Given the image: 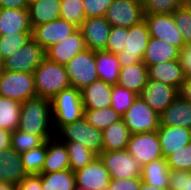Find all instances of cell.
Returning <instances> with one entry per match:
<instances>
[{"label": "cell", "instance_id": "cell-1", "mask_svg": "<svg viewBox=\"0 0 191 190\" xmlns=\"http://www.w3.org/2000/svg\"><path fill=\"white\" fill-rule=\"evenodd\" d=\"M19 130L44 136L47 140L55 136L52 120L51 100L34 97L21 105Z\"/></svg>", "mask_w": 191, "mask_h": 190}, {"label": "cell", "instance_id": "cell-2", "mask_svg": "<svg viewBox=\"0 0 191 190\" xmlns=\"http://www.w3.org/2000/svg\"><path fill=\"white\" fill-rule=\"evenodd\" d=\"M38 97L51 100L57 93L71 87L65 65L49 60L47 57L33 73Z\"/></svg>", "mask_w": 191, "mask_h": 190}, {"label": "cell", "instance_id": "cell-3", "mask_svg": "<svg viewBox=\"0 0 191 190\" xmlns=\"http://www.w3.org/2000/svg\"><path fill=\"white\" fill-rule=\"evenodd\" d=\"M52 120L55 133L67 124L84 116L81 90L69 87L51 99Z\"/></svg>", "mask_w": 191, "mask_h": 190}, {"label": "cell", "instance_id": "cell-4", "mask_svg": "<svg viewBox=\"0 0 191 190\" xmlns=\"http://www.w3.org/2000/svg\"><path fill=\"white\" fill-rule=\"evenodd\" d=\"M55 136L60 141L77 142L94 152L97 156L103 152V132L90 125L84 117L62 126Z\"/></svg>", "mask_w": 191, "mask_h": 190}, {"label": "cell", "instance_id": "cell-5", "mask_svg": "<svg viewBox=\"0 0 191 190\" xmlns=\"http://www.w3.org/2000/svg\"><path fill=\"white\" fill-rule=\"evenodd\" d=\"M0 96L21 103L37 96L33 73L3 70L0 77Z\"/></svg>", "mask_w": 191, "mask_h": 190}, {"label": "cell", "instance_id": "cell-6", "mask_svg": "<svg viewBox=\"0 0 191 190\" xmlns=\"http://www.w3.org/2000/svg\"><path fill=\"white\" fill-rule=\"evenodd\" d=\"M121 117L130 134L157 131L160 126L159 114L140 95Z\"/></svg>", "mask_w": 191, "mask_h": 190}, {"label": "cell", "instance_id": "cell-7", "mask_svg": "<svg viewBox=\"0 0 191 190\" xmlns=\"http://www.w3.org/2000/svg\"><path fill=\"white\" fill-rule=\"evenodd\" d=\"M149 39L150 34L145 19L130 28H126L125 48L116 54L121 67L142 61Z\"/></svg>", "mask_w": 191, "mask_h": 190}, {"label": "cell", "instance_id": "cell-8", "mask_svg": "<svg viewBox=\"0 0 191 190\" xmlns=\"http://www.w3.org/2000/svg\"><path fill=\"white\" fill-rule=\"evenodd\" d=\"M45 57V50L32 38L2 61V69L6 71L34 73Z\"/></svg>", "mask_w": 191, "mask_h": 190}, {"label": "cell", "instance_id": "cell-9", "mask_svg": "<svg viewBox=\"0 0 191 190\" xmlns=\"http://www.w3.org/2000/svg\"><path fill=\"white\" fill-rule=\"evenodd\" d=\"M71 87L82 90L85 86L99 80L95 66L94 51L85 49L75 55L66 65Z\"/></svg>", "mask_w": 191, "mask_h": 190}, {"label": "cell", "instance_id": "cell-10", "mask_svg": "<svg viewBox=\"0 0 191 190\" xmlns=\"http://www.w3.org/2000/svg\"><path fill=\"white\" fill-rule=\"evenodd\" d=\"M98 156L112 179L141 177L142 165L126 149L103 151Z\"/></svg>", "mask_w": 191, "mask_h": 190}, {"label": "cell", "instance_id": "cell-11", "mask_svg": "<svg viewBox=\"0 0 191 190\" xmlns=\"http://www.w3.org/2000/svg\"><path fill=\"white\" fill-rule=\"evenodd\" d=\"M104 17L111 26L130 28L144 20L142 0H114Z\"/></svg>", "mask_w": 191, "mask_h": 190}, {"label": "cell", "instance_id": "cell-12", "mask_svg": "<svg viewBox=\"0 0 191 190\" xmlns=\"http://www.w3.org/2000/svg\"><path fill=\"white\" fill-rule=\"evenodd\" d=\"M126 150L142 166L163 158L157 131L131 134Z\"/></svg>", "mask_w": 191, "mask_h": 190}, {"label": "cell", "instance_id": "cell-13", "mask_svg": "<svg viewBox=\"0 0 191 190\" xmlns=\"http://www.w3.org/2000/svg\"><path fill=\"white\" fill-rule=\"evenodd\" d=\"M150 37L164 40L179 50L186 44L172 14L144 15Z\"/></svg>", "mask_w": 191, "mask_h": 190}, {"label": "cell", "instance_id": "cell-14", "mask_svg": "<svg viewBox=\"0 0 191 190\" xmlns=\"http://www.w3.org/2000/svg\"><path fill=\"white\" fill-rule=\"evenodd\" d=\"M78 29L74 24L61 18L32 28V38L46 51L63 41Z\"/></svg>", "mask_w": 191, "mask_h": 190}, {"label": "cell", "instance_id": "cell-15", "mask_svg": "<svg viewBox=\"0 0 191 190\" xmlns=\"http://www.w3.org/2000/svg\"><path fill=\"white\" fill-rule=\"evenodd\" d=\"M140 96L159 115L179 96L178 89L163 82L148 79Z\"/></svg>", "mask_w": 191, "mask_h": 190}, {"label": "cell", "instance_id": "cell-16", "mask_svg": "<svg viewBox=\"0 0 191 190\" xmlns=\"http://www.w3.org/2000/svg\"><path fill=\"white\" fill-rule=\"evenodd\" d=\"M76 186L87 190H102L110 184L111 176L99 156L74 172Z\"/></svg>", "mask_w": 191, "mask_h": 190}, {"label": "cell", "instance_id": "cell-17", "mask_svg": "<svg viewBox=\"0 0 191 190\" xmlns=\"http://www.w3.org/2000/svg\"><path fill=\"white\" fill-rule=\"evenodd\" d=\"M111 27L105 17L86 18L79 27L86 48L92 51L105 50Z\"/></svg>", "mask_w": 191, "mask_h": 190}, {"label": "cell", "instance_id": "cell-18", "mask_svg": "<svg viewBox=\"0 0 191 190\" xmlns=\"http://www.w3.org/2000/svg\"><path fill=\"white\" fill-rule=\"evenodd\" d=\"M86 45L78 28L69 37L57 44L49 47L46 51V57L61 65H66L75 55L84 51Z\"/></svg>", "mask_w": 191, "mask_h": 190}, {"label": "cell", "instance_id": "cell-19", "mask_svg": "<svg viewBox=\"0 0 191 190\" xmlns=\"http://www.w3.org/2000/svg\"><path fill=\"white\" fill-rule=\"evenodd\" d=\"M163 158L186 146L191 141V130L180 126L160 125L157 129Z\"/></svg>", "mask_w": 191, "mask_h": 190}, {"label": "cell", "instance_id": "cell-20", "mask_svg": "<svg viewBox=\"0 0 191 190\" xmlns=\"http://www.w3.org/2000/svg\"><path fill=\"white\" fill-rule=\"evenodd\" d=\"M27 175L20 153L12 147L0 151V182L18 185Z\"/></svg>", "mask_w": 191, "mask_h": 190}, {"label": "cell", "instance_id": "cell-21", "mask_svg": "<svg viewBox=\"0 0 191 190\" xmlns=\"http://www.w3.org/2000/svg\"><path fill=\"white\" fill-rule=\"evenodd\" d=\"M113 85L103 80H97L81 90L84 109H103L111 107Z\"/></svg>", "mask_w": 191, "mask_h": 190}, {"label": "cell", "instance_id": "cell-22", "mask_svg": "<svg viewBox=\"0 0 191 190\" xmlns=\"http://www.w3.org/2000/svg\"><path fill=\"white\" fill-rule=\"evenodd\" d=\"M160 125L191 129V102L178 96L160 115Z\"/></svg>", "mask_w": 191, "mask_h": 190}, {"label": "cell", "instance_id": "cell-23", "mask_svg": "<svg viewBox=\"0 0 191 190\" xmlns=\"http://www.w3.org/2000/svg\"><path fill=\"white\" fill-rule=\"evenodd\" d=\"M148 78L171 85L179 90L185 80L183 70L178 60L160 62L147 67Z\"/></svg>", "mask_w": 191, "mask_h": 190}, {"label": "cell", "instance_id": "cell-24", "mask_svg": "<svg viewBox=\"0 0 191 190\" xmlns=\"http://www.w3.org/2000/svg\"><path fill=\"white\" fill-rule=\"evenodd\" d=\"M32 32L28 9L0 8V36Z\"/></svg>", "mask_w": 191, "mask_h": 190}, {"label": "cell", "instance_id": "cell-25", "mask_svg": "<svg viewBox=\"0 0 191 190\" xmlns=\"http://www.w3.org/2000/svg\"><path fill=\"white\" fill-rule=\"evenodd\" d=\"M66 169H70L66 145L54 136L47 140V152L41 173H52Z\"/></svg>", "mask_w": 191, "mask_h": 190}, {"label": "cell", "instance_id": "cell-26", "mask_svg": "<svg viewBox=\"0 0 191 190\" xmlns=\"http://www.w3.org/2000/svg\"><path fill=\"white\" fill-rule=\"evenodd\" d=\"M61 0H34L28 5L31 27L60 18Z\"/></svg>", "mask_w": 191, "mask_h": 190}, {"label": "cell", "instance_id": "cell-27", "mask_svg": "<svg viewBox=\"0 0 191 190\" xmlns=\"http://www.w3.org/2000/svg\"><path fill=\"white\" fill-rule=\"evenodd\" d=\"M95 66L99 80L115 85L118 83L121 64L116 54L101 50L94 51Z\"/></svg>", "mask_w": 191, "mask_h": 190}, {"label": "cell", "instance_id": "cell-28", "mask_svg": "<svg viewBox=\"0 0 191 190\" xmlns=\"http://www.w3.org/2000/svg\"><path fill=\"white\" fill-rule=\"evenodd\" d=\"M179 49L170 43L150 37L142 62L148 67L160 62L178 60Z\"/></svg>", "mask_w": 191, "mask_h": 190}, {"label": "cell", "instance_id": "cell-29", "mask_svg": "<svg viewBox=\"0 0 191 190\" xmlns=\"http://www.w3.org/2000/svg\"><path fill=\"white\" fill-rule=\"evenodd\" d=\"M147 66L140 61L121 68L118 85L141 94L148 81Z\"/></svg>", "mask_w": 191, "mask_h": 190}, {"label": "cell", "instance_id": "cell-30", "mask_svg": "<svg viewBox=\"0 0 191 190\" xmlns=\"http://www.w3.org/2000/svg\"><path fill=\"white\" fill-rule=\"evenodd\" d=\"M169 176L170 169L165 158L154 160L142 166V182L156 188L168 190Z\"/></svg>", "mask_w": 191, "mask_h": 190}, {"label": "cell", "instance_id": "cell-31", "mask_svg": "<svg viewBox=\"0 0 191 190\" xmlns=\"http://www.w3.org/2000/svg\"><path fill=\"white\" fill-rule=\"evenodd\" d=\"M102 132L103 151H118L127 148L131 134L122 119L112 123Z\"/></svg>", "mask_w": 191, "mask_h": 190}, {"label": "cell", "instance_id": "cell-32", "mask_svg": "<svg viewBox=\"0 0 191 190\" xmlns=\"http://www.w3.org/2000/svg\"><path fill=\"white\" fill-rule=\"evenodd\" d=\"M22 103L0 96V129L10 132L15 131L19 127Z\"/></svg>", "mask_w": 191, "mask_h": 190}, {"label": "cell", "instance_id": "cell-33", "mask_svg": "<svg viewBox=\"0 0 191 190\" xmlns=\"http://www.w3.org/2000/svg\"><path fill=\"white\" fill-rule=\"evenodd\" d=\"M42 190H74L75 174L70 169L41 173Z\"/></svg>", "mask_w": 191, "mask_h": 190}, {"label": "cell", "instance_id": "cell-34", "mask_svg": "<svg viewBox=\"0 0 191 190\" xmlns=\"http://www.w3.org/2000/svg\"><path fill=\"white\" fill-rule=\"evenodd\" d=\"M83 117L90 125L102 131L122 118L112 107L103 109H84Z\"/></svg>", "mask_w": 191, "mask_h": 190}, {"label": "cell", "instance_id": "cell-35", "mask_svg": "<svg viewBox=\"0 0 191 190\" xmlns=\"http://www.w3.org/2000/svg\"><path fill=\"white\" fill-rule=\"evenodd\" d=\"M65 143L68 154L70 170L75 172L76 170L85 167L90 164L97 155L91 150L87 149L84 145L77 142L62 141Z\"/></svg>", "mask_w": 191, "mask_h": 190}, {"label": "cell", "instance_id": "cell-36", "mask_svg": "<svg viewBox=\"0 0 191 190\" xmlns=\"http://www.w3.org/2000/svg\"><path fill=\"white\" fill-rule=\"evenodd\" d=\"M47 152V141L34 149L21 154V160L28 175L41 174Z\"/></svg>", "mask_w": 191, "mask_h": 190}, {"label": "cell", "instance_id": "cell-37", "mask_svg": "<svg viewBox=\"0 0 191 190\" xmlns=\"http://www.w3.org/2000/svg\"><path fill=\"white\" fill-rule=\"evenodd\" d=\"M47 139L44 136L30 134L19 129L12 132L11 147L22 154L43 145Z\"/></svg>", "mask_w": 191, "mask_h": 190}, {"label": "cell", "instance_id": "cell-38", "mask_svg": "<svg viewBox=\"0 0 191 190\" xmlns=\"http://www.w3.org/2000/svg\"><path fill=\"white\" fill-rule=\"evenodd\" d=\"M32 39V32H18L0 36V60L3 61Z\"/></svg>", "mask_w": 191, "mask_h": 190}, {"label": "cell", "instance_id": "cell-39", "mask_svg": "<svg viewBox=\"0 0 191 190\" xmlns=\"http://www.w3.org/2000/svg\"><path fill=\"white\" fill-rule=\"evenodd\" d=\"M60 18L79 28L86 19L83 0H61Z\"/></svg>", "mask_w": 191, "mask_h": 190}, {"label": "cell", "instance_id": "cell-40", "mask_svg": "<svg viewBox=\"0 0 191 190\" xmlns=\"http://www.w3.org/2000/svg\"><path fill=\"white\" fill-rule=\"evenodd\" d=\"M137 97L134 91L115 84L111 93V107L122 116Z\"/></svg>", "mask_w": 191, "mask_h": 190}, {"label": "cell", "instance_id": "cell-41", "mask_svg": "<svg viewBox=\"0 0 191 190\" xmlns=\"http://www.w3.org/2000/svg\"><path fill=\"white\" fill-rule=\"evenodd\" d=\"M144 15L172 14L184 0H142Z\"/></svg>", "mask_w": 191, "mask_h": 190}, {"label": "cell", "instance_id": "cell-42", "mask_svg": "<svg viewBox=\"0 0 191 190\" xmlns=\"http://www.w3.org/2000/svg\"><path fill=\"white\" fill-rule=\"evenodd\" d=\"M176 27L186 44H191V5L183 4L172 13Z\"/></svg>", "mask_w": 191, "mask_h": 190}, {"label": "cell", "instance_id": "cell-43", "mask_svg": "<svg viewBox=\"0 0 191 190\" xmlns=\"http://www.w3.org/2000/svg\"><path fill=\"white\" fill-rule=\"evenodd\" d=\"M170 170L191 171V141L167 158Z\"/></svg>", "mask_w": 191, "mask_h": 190}, {"label": "cell", "instance_id": "cell-44", "mask_svg": "<svg viewBox=\"0 0 191 190\" xmlns=\"http://www.w3.org/2000/svg\"><path fill=\"white\" fill-rule=\"evenodd\" d=\"M126 44V27L112 26L105 51L118 54L124 50Z\"/></svg>", "mask_w": 191, "mask_h": 190}, {"label": "cell", "instance_id": "cell-45", "mask_svg": "<svg viewBox=\"0 0 191 190\" xmlns=\"http://www.w3.org/2000/svg\"><path fill=\"white\" fill-rule=\"evenodd\" d=\"M168 190H191V171L170 170Z\"/></svg>", "mask_w": 191, "mask_h": 190}, {"label": "cell", "instance_id": "cell-46", "mask_svg": "<svg viewBox=\"0 0 191 190\" xmlns=\"http://www.w3.org/2000/svg\"><path fill=\"white\" fill-rule=\"evenodd\" d=\"M114 0H83L86 18L104 17Z\"/></svg>", "mask_w": 191, "mask_h": 190}, {"label": "cell", "instance_id": "cell-47", "mask_svg": "<svg viewBox=\"0 0 191 190\" xmlns=\"http://www.w3.org/2000/svg\"><path fill=\"white\" fill-rule=\"evenodd\" d=\"M142 184L141 177H131L126 179H112L108 187L110 190H139Z\"/></svg>", "mask_w": 191, "mask_h": 190}, {"label": "cell", "instance_id": "cell-48", "mask_svg": "<svg viewBox=\"0 0 191 190\" xmlns=\"http://www.w3.org/2000/svg\"><path fill=\"white\" fill-rule=\"evenodd\" d=\"M178 62L186 77L191 76V44H185L180 50L178 55Z\"/></svg>", "mask_w": 191, "mask_h": 190}, {"label": "cell", "instance_id": "cell-49", "mask_svg": "<svg viewBox=\"0 0 191 190\" xmlns=\"http://www.w3.org/2000/svg\"><path fill=\"white\" fill-rule=\"evenodd\" d=\"M17 190H42L41 174L27 175L17 185Z\"/></svg>", "mask_w": 191, "mask_h": 190}, {"label": "cell", "instance_id": "cell-50", "mask_svg": "<svg viewBox=\"0 0 191 190\" xmlns=\"http://www.w3.org/2000/svg\"><path fill=\"white\" fill-rule=\"evenodd\" d=\"M28 0H0V8L3 9H28Z\"/></svg>", "mask_w": 191, "mask_h": 190}, {"label": "cell", "instance_id": "cell-51", "mask_svg": "<svg viewBox=\"0 0 191 190\" xmlns=\"http://www.w3.org/2000/svg\"><path fill=\"white\" fill-rule=\"evenodd\" d=\"M178 93L182 99L191 102V76L185 78V80L181 84V87L178 90Z\"/></svg>", "mask_w": 191, "mask_h": 190}, {"label": "cell", "instance_id": "cell-52", "mask_svg": "<svg viewBox=\"0 0 191 190\" xmlns=\"http://www.w3.org/2000/svg\"><path fill=\"white\" fill-rule=\"evenodd\" d=\"M11 136L12 132L0 129V151L11 147Z\"/></svg>", "mask_w": 191, "mask_h": 190}, {"label": "cell", "instance_id": "cell-53", "mask_svg": "<svg viewBox=\"0 0 191 190\" xmlns=\"http://www.w3.org/2000/svg\"><path fill=\"white\" fill-rule=\"evenodd\" d=\"M0 190H17V185L8 182H0Z\"/></svg>", "mask_w": 191, "mask_h": 190}, {"label": "cell", "instance_id": "cell-54", "mask_svg": "<svg viewBox=\"0 0 191 190\" xmlns=\"http://www.w3.org/2000/svg\"><path fill=\"white\" fill-rule=\"evenodd\" d=\"M139 190H164V189L156 188L154 186H151V185H148V184L142 182Z\"/></svg>", "mask_w": 191, "mask_h": 190}, {"label": "cell", "instance_id": "cell-55", "mask_svg": "<svg viewBox=\"0 0 191 190\" xmlns=\"http://www.w3.org/2000/svg\"><path fill=\"white\" fill-rule=\"evenodd\" d=\"M74 190H87L86 188H82V187H78V186H75V189Z\"/></svg>", "mask_w": 191, "mask_h": 190}, {"label": "cell", "instance_id": "cell-56", "mask_svg": "<svg viewBox=\"0 0 191 190\" xmlns=\"http://www.w3.org/2000/svg\"><path fill=\"white\" fill-rule=\"evenodd\" d=\"M185 4L191 5V0H184Z\"/></svg>", "mask_w": 191, "mask_h": 190}, {"label": "cell", "instance_id": "cell-57", "mask_svg": "<svg viewBox=\"0 0 191 190\" xmlns=\"http://www.w3.org/2000/svg\"><path fill=\"white\" fill-rule=\"evenodd\" d=\"M102 190H110V188H109V187H106V188H103Z\"/></svg>", "mask_w": 191, "mask_h": 190}, {"label": "cell", "instance_id": "cell-58", "mask_svg": "<svg viewBox=\"0 0 191 190\" xmlns=\"http://www.w3.org/2000/svg\"><path fill=\"white\" fill-rule=\"evenodd\" d=\"M2 71H3V69H2V68H0V77H1Z\"/></svg>", "mask_w": 191, "mask_h": 190}]
</instances>
